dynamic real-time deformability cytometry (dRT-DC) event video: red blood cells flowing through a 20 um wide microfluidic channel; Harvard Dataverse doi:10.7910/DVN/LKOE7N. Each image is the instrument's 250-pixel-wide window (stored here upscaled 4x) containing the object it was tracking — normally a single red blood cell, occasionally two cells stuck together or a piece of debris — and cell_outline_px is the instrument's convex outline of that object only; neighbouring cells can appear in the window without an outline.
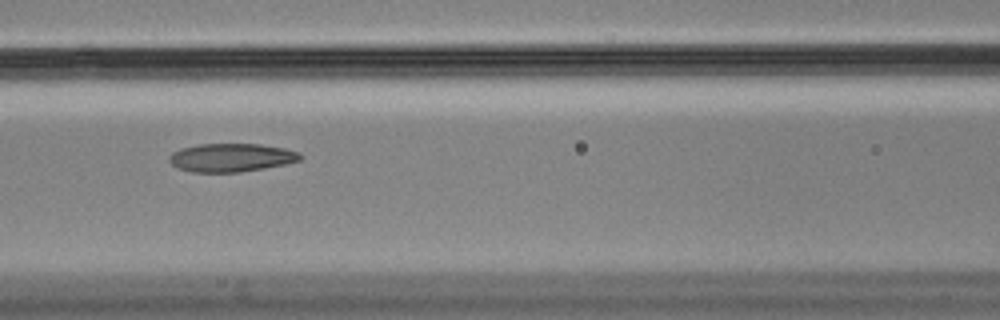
{"species": "Egyptian fruit bat (a non-hibernating species)", "species_latin": "Rousettus aegyptiacus", "temperature_condition": "cold", "stored_images_in_passage": 7, "camera_frame_rate_fps": 3000, "um_per_image_px": 0.085, "animal": {"sex": "male"}, "frame": {"image": 1, "passage_image": 6, "time_ms": 1.667, "image_size_px": [1000, 320], "cell_outline_px": [[304, 156], [300, 160], [284, 164], [264, 168], [240, 172], [192, 172], [176, 168], [168, 160], [168, 156], [172, 152], [180, 148], [200, 144], [260, 144], [284, 148], [300, 152]], "centroid_in_image_um": [19.64, 13.39], "position_along_channel_um": 147.0, "area_um2": 21.79}}
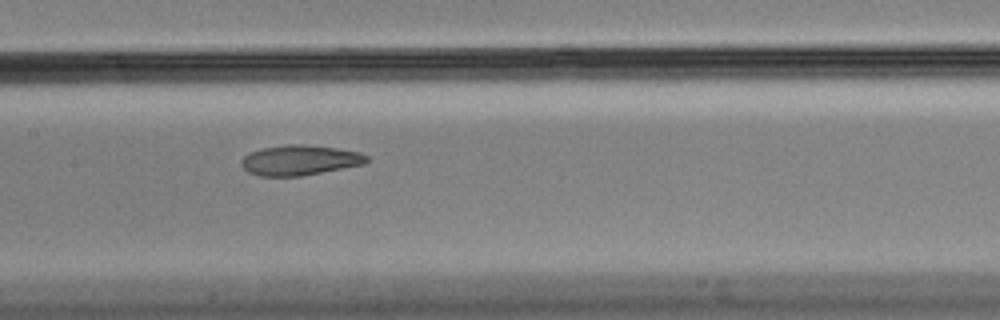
{"frame": {"image": 2, "passage_image": 7, "time_ms": 2.0, "image_size_px": [1000, 320], "cell_outline_px": [[368, 160], [364, 164], [300, 176], [260, 176], [248, 172], [240, 164], [240, 160], [248, 152], [264, 148], [288, 144], [304, 144], [336, 148], [360, 152], [368, 156]], "centroid_in_image_um": [25.45, 13.61], "position_along_channel_um": 181.9, "area_um2": 21.96}}